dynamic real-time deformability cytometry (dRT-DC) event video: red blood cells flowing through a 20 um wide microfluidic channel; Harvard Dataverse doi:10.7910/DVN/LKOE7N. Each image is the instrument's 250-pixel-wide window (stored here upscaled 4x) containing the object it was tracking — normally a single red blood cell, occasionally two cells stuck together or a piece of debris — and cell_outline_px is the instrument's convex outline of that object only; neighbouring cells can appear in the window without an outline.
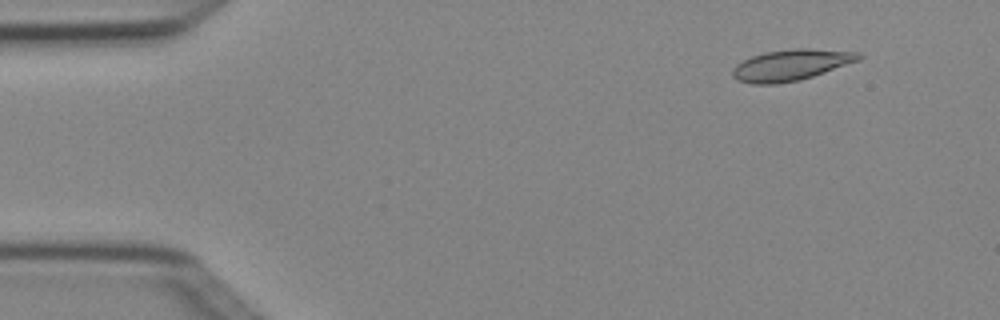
{"species": "Egyptian fruit bat (a non-hibernating species)", "species_latin": "Rousettus aegyptiacus", "temperature_condition": "cold", "stored_images_in_passage": 5, "camera_frame_rate_fps": 3000, "um_per_image_px": 0.085, "animal": {"sex": "female"}, "frame": {"image": 1, "passage_image": 2, "time_ms": 0.333, "image_size_px": [1000, 320], "cell_outline_px": [[864, 56], [860, 60], [800, 80], [776, 84], [752, 84], [736, 80], [732, 76], [732, 68], [736, 64], [752, 56], [764, 52], [792, 48], [808, 48], [860, 52]], "centroid_in_image_um": [67.23, 5.52], "position_along_channel_um": 17.8, "area_um2": 23.0}}
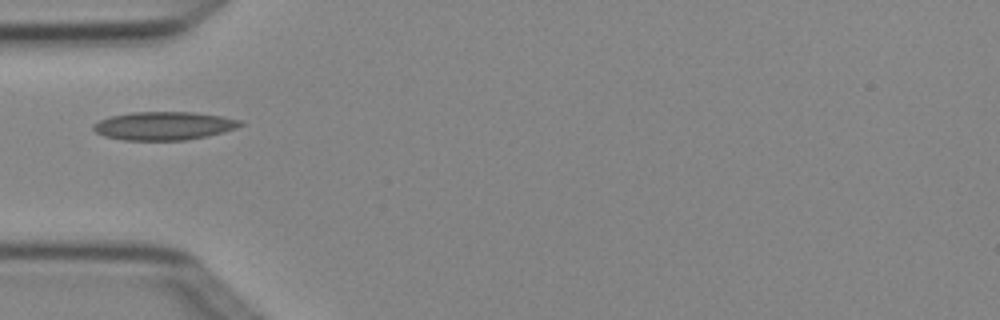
{"frame": {"image": 2, "passage_image": 5, "time_ms": 1.333, "image_size_px": [1000, 320], "cell_outline_px": [[244, 124], [236, 128], [208, 136], [188, 140], [124, 140], [104, 136], [96, 132], [92, 128], [92, 124], [100, 120], [112, 116], [132, 112], [192, 112], [220, 116], [240, 120]], "centroid_in_image_um": [13.92, 10.7], "position_along_channel_um": 71.1, "area_um2": 24.16}}